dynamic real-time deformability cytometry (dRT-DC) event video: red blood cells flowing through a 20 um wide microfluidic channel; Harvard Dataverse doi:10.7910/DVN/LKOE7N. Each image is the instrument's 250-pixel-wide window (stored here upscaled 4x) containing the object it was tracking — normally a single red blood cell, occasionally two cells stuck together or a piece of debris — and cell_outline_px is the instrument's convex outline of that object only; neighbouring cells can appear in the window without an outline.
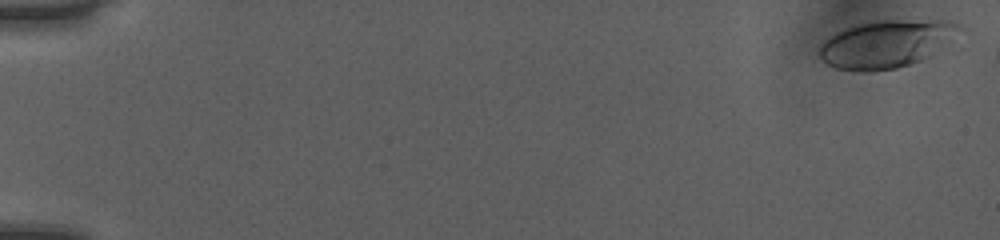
{"species": "human", "species_latin": "Homo sapiens", "temperature_condition": "room temperature", "stored_images_in_passage": 49, "camera_frame_rate_fps": 3000, "um_per_image_px": 0.085, "donor": {"sex": "female"}, "frame": {"image": 1, "passage_image": 1, "time_ms": 0.0, "image_size_px": [1000, 240], "cell_outline_px": [[964, 28], [928, 56], [920, 60], [896, 68], [868, 72], [860, 72], [836, 68], [828, 64], [820, 56], [820, 44], [824, 40], [836, 32], [844, 28], [856, 24], [872, 20], [948, 20]], "centroid_in_image_um": [75.27, 3.72], "position_along_channel_um": 9.7, "area_um2": 38.49}}
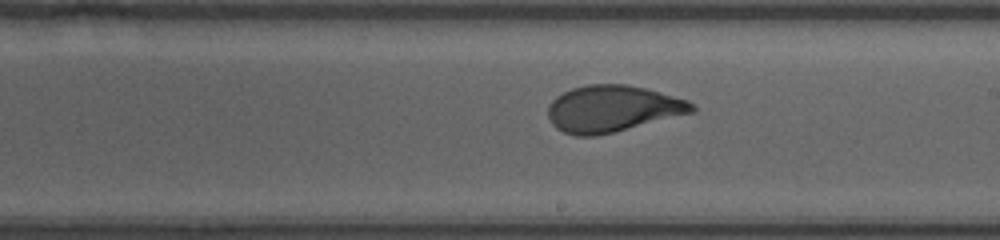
{"frame": {"image": 2, "passage_image": 31, "time_ms": 10.0, "image_size_px": [1000, 240], "cell_outline_px": [[696, 112], [616, 132], [596, 136], [576, 136], [564, 132], [556, 128], [552, 124], [548, 116], [548, 104], [556, 96], [572, 88], [588, 84], [624, 84], [644, 88], [688, 100], [696, 108]], "centroid_in_image_um": [52.06, 9.25], "position_along_channel_um": 236.9, "area_um2": 39.25}}
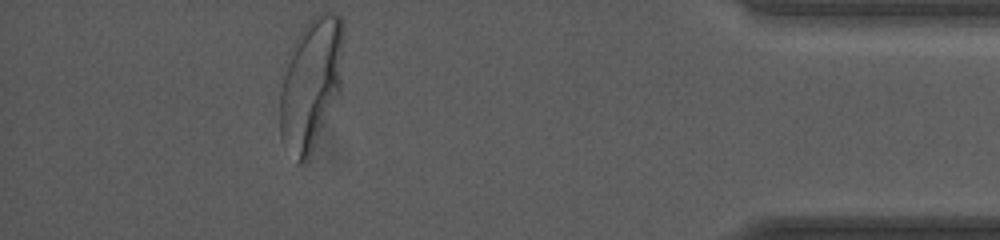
{"frame": {"image": 3, "passage_image": 47, "time_ms": 15.333, "image_size_px": [1000, 240], "cell_outline_px": [[344, 32], [340, 92], [308, 156], [300, 164], [296, 164], [280, 140], [280, 92], [288, 52], [292, 44], [300, 32], [312, 16], [320, 12], [336, 12], [340, 16], [344, 24]], "centroid_in_image_um": [26.42, 7.05], "position_along_channel_um": 408.8, "area_um2": 49.01}}